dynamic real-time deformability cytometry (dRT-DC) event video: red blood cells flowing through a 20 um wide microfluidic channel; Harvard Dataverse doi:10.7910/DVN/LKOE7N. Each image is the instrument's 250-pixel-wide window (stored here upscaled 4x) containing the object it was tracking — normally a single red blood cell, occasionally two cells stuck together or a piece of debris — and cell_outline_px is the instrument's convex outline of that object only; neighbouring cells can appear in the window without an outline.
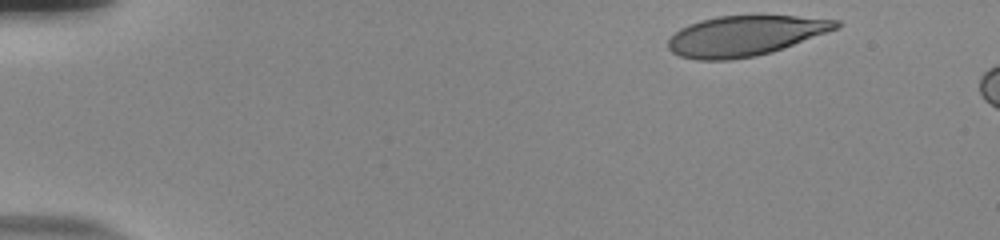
{"species": "human", "species_latin": "Homo sapiens", "temperature_condition": "room temperature", "stored_images_in_passage": 41, "camera_frame_rate_fps": 3000, "um_per_image_px": 0.085, "donor": {"sex": "male"}, "frame": {"image": 1, "passage_image": 1, "time_ms": 0.0, "image_size_px": [1000, 240], "cell_outline_px": [[844, 24], [840, 28], [772, 52], [756, 56], [728, 60], [696, 60], [680, 56], [672, 52], [668, 48], [668, 40], [680, 28], [688, 24], [700, 20], [716, 16], [796, 16], [840, 20]], "centroid_in_image_um": [63.36, 3.04], "position_along_channel_um": 21.6, "area_um2": 39.48}}
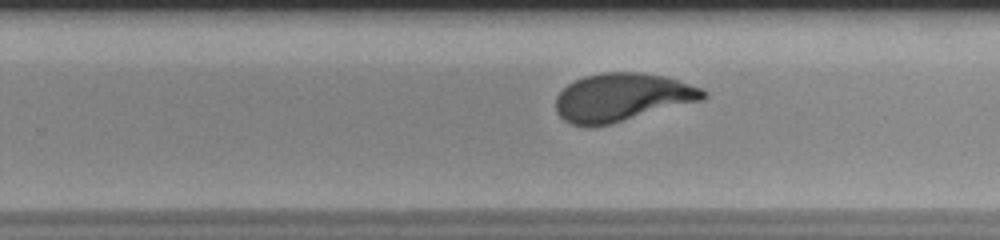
{"frame": {"image": 2, "passage_image": 30, "time_ms": 9.667, "image_size_px": [1000, 240], "cell_outline_px": [[708, 96], [704, 100], [592, 128], [588, 128], [572, 124], [564, 120], [556, 112], [556, 96], [568, 84], [584, 76], [604, 72], [640, 72], [668, 76], [700, 88], [708, 92]], "centroid_in_image_um": [52.88, 8.27], "position_along_channel_um": 276.9, "area_um2": 41.5}}
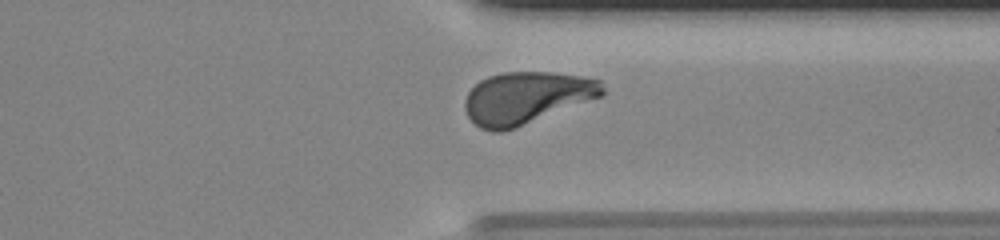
{"frame": {"image": 3, "passage_image": 37, "time_ms": 12.0, "image_size_px": [1000, 240], "cell_outline_px": [[604, 96], [516, 128], [500, 132], [492, 132], [480, 128], [468, 116], [464, 108], [464, 100], [468, 92], [480, 80], [488, 76], [504, 72], [552, 72], [580, 76], [600, 80], [604, 88]], "centroid_in_image_um": [44.76, 8.32], "position_along_channel_um": 366.6, "area_um2": 42.02}, "authors_computed_cell_mechanics": {"area_um2": 41.7316, "velocity_mm_per_s": 3.8249, "shape_relaxation_time_tau1_ms": 4.2113, "shape_relaxation_time_tau2_ms": null, "deformation_change_tau1": 0.2031, "deformation_change_tau2": null}}